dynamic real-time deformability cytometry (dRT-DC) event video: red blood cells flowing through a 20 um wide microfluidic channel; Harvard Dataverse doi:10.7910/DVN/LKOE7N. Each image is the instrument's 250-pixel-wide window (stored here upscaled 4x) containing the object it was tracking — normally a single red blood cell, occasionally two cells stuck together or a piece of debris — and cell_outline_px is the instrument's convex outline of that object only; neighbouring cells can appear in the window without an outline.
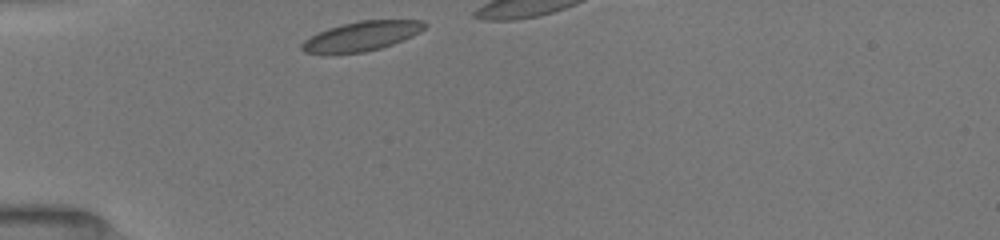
{"species": "common noctule bat (a hibernating species)", "species_latin": "Nyctalus noctula", "temperature_condition": "room temperature", "stored_images_in_passage": 3, "camera_frame_rate_fps": 3000, "um_per_image_px": 0.085, "animal": {"sex": "female", "body_mass_g": 19.5, "forearm_length_mm": 54.1}, "frame": {"image": 1, "passage_image": 1, "time_ms": 0.0, "image_size_px": [1000, 240], "cell_outline_px": [[428, 24], [420, 32], [412, 36], [392, 44], [380, 48], [364, 52], [304, 52], [300, 48], [300, 44], [304, 40], [316, 32], [328, 28], [360, 20], [424, 20]], "centroid_in_image_um": [30.76, 3.04], "position_along_channel_um": 54.2, "area_um2": 20.75}}